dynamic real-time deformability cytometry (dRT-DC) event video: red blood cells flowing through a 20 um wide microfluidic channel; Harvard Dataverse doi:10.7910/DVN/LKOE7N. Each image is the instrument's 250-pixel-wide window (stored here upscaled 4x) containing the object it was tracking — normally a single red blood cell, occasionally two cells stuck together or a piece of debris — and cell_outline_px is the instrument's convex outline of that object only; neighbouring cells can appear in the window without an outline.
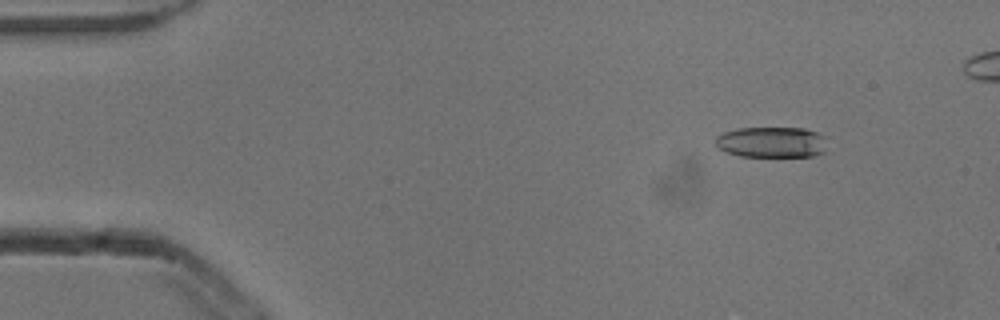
{"species": "common noctule bat (a hibernating species)", "species_latin": "Nyctalus noctula", "temperature_condition": "cold", "stored_images_in_passage": 3, "camera_frame_rate_fps": 3000, "um_per_image_px": 0.085, "animal": {"sex": "male", "body_mass_g": 13.3}, "frame": {"image": 1, "passage_image": 1, "time_ms": 0.0, "image_size_px": [1000, 320], "cell_outline_px": [[824, 152], [812, 156], [740, 156], [728, 152], [720, 148], [716, 144], [716, 136], [724, 132], [736, 128], [804, 128], [816, 132], [824, 136]], "centroid_in_image_um": [65.57, 12.08], "position_along_channel_um": 19.4, "area_um2": 19.83}}